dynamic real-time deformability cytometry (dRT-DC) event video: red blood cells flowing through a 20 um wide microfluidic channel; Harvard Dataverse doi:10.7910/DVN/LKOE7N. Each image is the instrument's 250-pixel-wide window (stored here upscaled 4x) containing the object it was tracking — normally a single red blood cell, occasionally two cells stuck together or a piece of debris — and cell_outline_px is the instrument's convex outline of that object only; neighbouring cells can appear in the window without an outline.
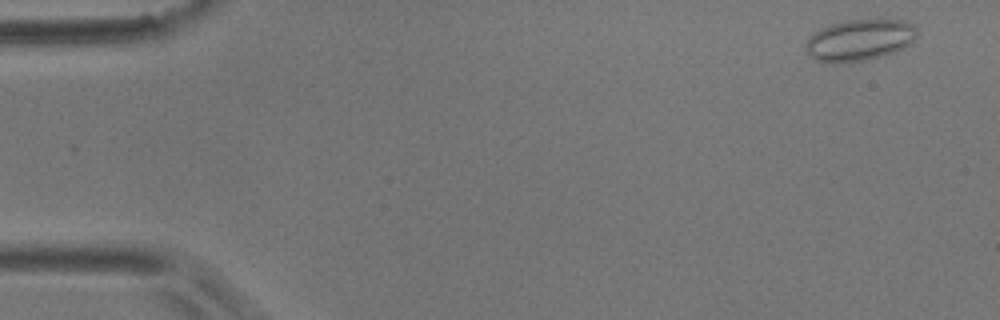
{"species": "common noctule bat (a hibernating species)", "species_latin": "Nyctalus noctula", "temperature_condition": "room temperature", "stored_images_in_passage": 55, "camera_frame_rate_fps": 3000, "um_per_image_px": 0.085, "animal": {"sex": "male", "body_mass_g": 17.9}, "frame": {"image": 1, "passage_image": 3, "time_ms": 0.667, "image_size_px": [1000, 320], "cell_outline_px": [[916, 36], [904, 48], [896, 52], [884, 56], [864, 60], [832, 64], [816, 60], [808, 52], [808, 40], [816, 32], [832, 24], [848, 20], [904, 20], [912, 24], [916, 28]], "centroid_in_image_um": [73.11, 3.42], "position_along_channel_um": 11.9, "area_um2": 26.36}}
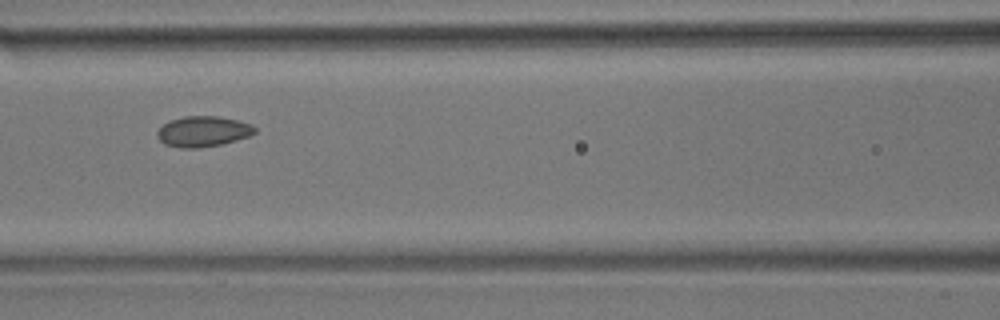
{"frame": {"image": 2, "passage_image": 24, "time_ms": 7.667, "image_size_px": [1000, 320], "cell_outline_px": [[256, 132], [248, 136], [224, 144], [196, 148], [180, 148], [164, 144], [156, 136], [156, 132], [164, 124], [172, 120], [184, 116], [216, 116], [236, 120], [252, 124], [256, 128]], "centroid_in_image_um": [17.25, 11.18], "position_along_channel_um": 149.3, "area_um2": 17.34}}
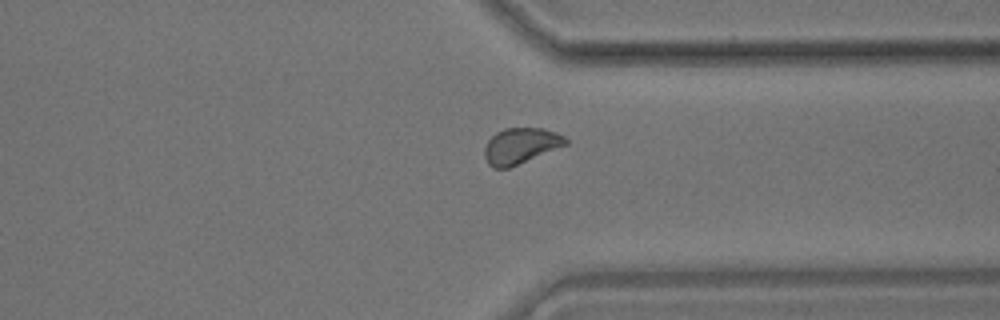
{"frame": {"image": 3, "passage_image": 42, "time_ms": 13.667, "image_size_px": [1000, 320], "cell_outline_px": [[568, 144], [508, 168], [492, 168], [488, 164], [484, 156], [484, 148], [488, 140], [496, 132], [504, 128], [544, 128], [556, 132], [564, 136], [568, 140]], "centroid_in_image_um": [44.24, 12.39], "position_along_channel_um": 367.2, "area_um2": 16.94}, "authors_computed_cell_mechanics": {"area_um2": 17.34, "velocity_mm_per_s": 3.6421, "shape_relaxation_time_tau1_ms": 4.3396, "shape_relaxation_time_tau2_ms": 1.8378, "deformation_change_tau1": 0.0557, "deformation_change_tau2": 0.0535}}